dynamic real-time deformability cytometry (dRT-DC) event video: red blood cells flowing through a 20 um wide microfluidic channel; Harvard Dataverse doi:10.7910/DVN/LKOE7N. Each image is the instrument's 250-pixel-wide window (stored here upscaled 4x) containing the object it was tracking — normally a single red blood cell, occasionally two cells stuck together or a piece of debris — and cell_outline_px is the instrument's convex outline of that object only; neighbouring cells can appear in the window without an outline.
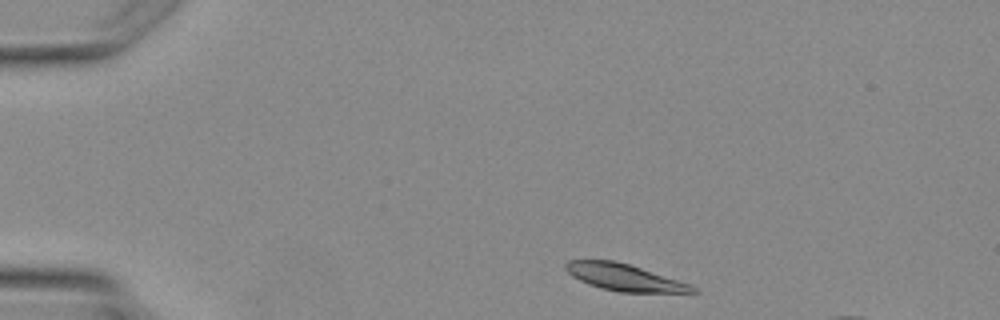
{"species": "Egyptian fruit bat (a non-hibernating species)", "species_latin": "Rousettus aegyptiacus", "temperature_condition": "warm", "stored_images_in_passage": 2, "camera_frame_rate_fps": 3000, "um_per_image_px": 0.085, "animal": {"sex": "female"}, "frame": {"image": 1, "passage_image": 1, "time_ms": 0.0, "image_size_px": [1000, 320], "cell_outline_px": [[696, 292], [620, 292], [600, 288], [580, 280], [572, 276], [564, 268], [564, 264], [568, 260], [616, 260], [688, 284], [696, 288]], "centroid_in_image_um": [52.97, 23.56], "position_along_channel_um": 32.0, "area_um2": 19.31}}